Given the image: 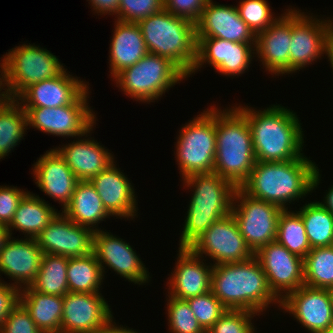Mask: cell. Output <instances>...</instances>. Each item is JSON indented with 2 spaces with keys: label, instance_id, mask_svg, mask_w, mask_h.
Wrapping results in <instances>:
<instances>
[{
  "label": "cell",
  "instance_id": "obj_14",
  "mask_svg": "<svg viewBox=\"0 0 333 333\" xmlns=\"http://www.w3.org/2000/svg\"><path fill=\"white\" fill-rule=\"evenodd\" d=\"M254 256L265 272L270 290L280 301L304 285L303 258L292 254L276 240L262 247Z\"/></svg>",
  "mask_w": 333,
  "mask_h": 333
},
{
  "label": "cell",
  "instance_id": "obj_39",
  "mask_svg": "<svg viewBox=\"0 0 333 333\" xmlns=\"http://www.w3.org/2000/svg\"><path fill=\"white\" fill-rule=\"evenodd\" d=\"M269 5L266 0H241L236 6L240 18L256 36L278 19Z\"/></svg>",
  "mask_w": 333,
  "mask_h": 333
},
{
  "label": "cell",
  "instance_id": "obj_22",
  "mask_svg": "<svg viewBox=\"0 0 333 333\" xmlns=\"http://www.w3.org/2000/svg\"><path fill=\"white\" fill-rule=\"evenodd\" d=\"M177 256L174 271L168 277L167 295L187 300L211 291L213 264L204 263L203 257L190 248H179Z\"/></svg>",
  "mask_w": 333,
  "mask_h": 333
},
{
  "label": "cell",
  "instance_id": "obj_23",
  "mask_svg": "<svg viewBox=\"0 0 333 333\" xmlns=\"http://www.w3.org/2000/svg\"><path fill=\"white\" fill-rule=\"evenodd\" d=\"M196 38H220L239 43H256V35L240 18L236 6L208 1L198 22Z\"/></svg>",
  "mask_w": 333,
  "mask_h": 333
},
{
  "label": "cell",
  "instance_id": "obj_42",
  "mask_svg": "<svg viewBox=\"0 0 333 333\" xmlns=\"http://www.w3.org/2000/svg\"><path fill=\"white\" fill-rule=\"evenodd\" d=\"M163 8L162 0H119L117 20L138 23Z\"/></svg>",
  "mask_w": 333,
  "mask_h": 333
},
{
  "label": "cell",
  "instance_id": "obj_11",
  "mask_svg": "<svg viewBox=\"0 0 333 333\" xmlns=\"http://www.w3.org/2000/svg\"><path fill=\"white\" fill-rule=\"evenodd\" d=\"M282 210L275 204L249 196L240 187L236 189L231 214L254 254L276 240L278 219Z\"/></svg>",
  "mask_w": 333,
  "mask_h": 333
},
{
  "label": "cell",
  "instance_id": "obj_37",
  "mask_svg": "<svg viewBox=\"0 0 333 333\" xmlns=\"http://www.w3.org/2000/svg\"><path fill=\"white\" fill-rule=\"evenodd\" d=\"M303 265L304 285L333 290V246L312 248Z\"/></svg>",
  "mask_w": 333,
  "mask_h": 333
},
{
  "label": "cell",
  "instance_id": "obj_36",
  "mask_svg": "<svg viewBox=\"0 0 333 333\" xmlns=\"http://www.w3.org/2000/svg\"><path fill=\"white\" fill-rule=\"evenodd\" d=\"M276 241L303 259L311 250L304 222L297 211L282 210L278 219Z\"/></svg>",
  "mask_w": 333,
  "mask_h": 333
},
{
  "label": "cell",
  "instance_id": "obj_13",
  "mask_svg": "<svg viewBox=\"0 0 333 333\" xmlns=\"http://www.w3.org/2000/svg\"><path fill=\"white\" fill-rule=\"evenodd\" d=\"M189 248L199 257L208 256L214 265L242 262L254 256L232 214L215 221Z\"/></svg>",
  "mask_w": 333,
  "mask_h": 333
},
{
  "label": "cell",
  "instance_id": "obj_25",
  "mask_svg": "<svg viewBox=\"0 0 333 333\" xmlns=\"http://www.w3.org/2000/svg\"><path fill=\"white\" fill-rule=\"evenodd\" d=\"M110 164L105 170L93 177L90 182L95 187L106 211L114 217L133 219L137 216L135 190L127 175L115 165Z\"/></svg>",
  "mask_w": 333,
  "mask_h": 333
},
{
  "label": "cell",
  "instance_id": "obj_44",
  "mask_svg": "<svg viewBox=\"0 0 333 333\" xmlns=\"http://www.w3.org/2000/svg\"><path fill=\"white\" fill-rule=\"evenodd\" d=\"M28 191L18 187L0 186V225L8 226L16 209Z\"/></svg>",
  "mask_w": 333,
  "mask_h": 333
},
{
  "label": "cell",
  "instance_id": "obj_9",
  "mask_svg": "<svg viewBox=\"0 0 333 333\" xmlns=\"http://www.w3.org/2000/svg\"><path fill=\"white\" fill-rule=\"evenodd\" d=\"M3 61L5 91L10 99L29 85L55 78L65 70L53 53L30 43L10 49L3 55Z\"/></svg>",
  "mask_w": 333,
  "mask_h": 333
},
{
  "label": "cell",
  "instance_id": "obj_27",
  "mask_svg": "<svg viewBox=\"0 0 333 333\" xmlns=\"http://www.w3.org/2000/svg\"><path fill=\"white\" fill-rule=\"evenodd\" d=\"M91 131L93 127L83 139L78 137V140L62 145L61 148L54 147L79 181H90L115 161L114 155L108 152V149L88 137Z\"/></svg>",
  "mask_w": 333,
  "mask_h": 333
},
{
  "label": "cell",
  "instance_id": "obj_46",
  "mask_svg": "<svg viewBox=\"0 0 333 333\" xmlns=\"http://www.w3.org/2000/svg\"><path fill=\"white\" fill-rule=\"evenodd\" d=\"M20 302V289L0 280V328L11 310Z\"/></svg>",
  "mask_w": 333,
  "mask_h": 333
},
{
  "label": "cell",
  "instance_id": "obj_43",
  "mask_svg": "<svg viewBox=\"0 0 333 333\" xmlns=\"http://www.w3.org/2000/svg\"><path fill=\"white\" fill-rule=\"evenodd\" d=\"M0 333H42L34 323L29 312L19 302L5 319Z\"/></svg>",
  "mask_w": 333,
  "mask_h": 333
},
{
  "label": "cell",
  "instance_id": "obj_1",
  "mask_svg": "<svg viewBox=\"0 0 333 333\" xmlns=\"http://www.w3.org/2000/svg\"><path fill=\"white\" fill-rule=\"evenodd\" d=\"M320 177L315 162L305 155L290 161H256L240 188L255 199L285 210L292 201L312 193L318 187Z\"/></svg>",
  "mask_w": 333,
  "mask_h": 333
},
{
  "label": "cell",
  "instance_id": "obj_6",
  "mask_svg": "<svg viewBox=\"0 0 333 333\" xmlns=\"http://www.w3.org/2000/svg\"><path fill=\"white\" fill-rule=\"evenodd\" d=\"M149 53L173 62L187 77L196 62V24L165 8L138 22Z\"/></svg>",
  "mask_w": 333,
  "mask_h": 333
},
{
  "label": "cell",
  "instance_id": "obj_15",
  "mask_svg": "<svg viewBox=\"0 0 333 333\" xmlns=\"http://www.w3.org/2000/svg\"><path fill=\"white\" fill-rule=\"evenodd\" d=\"M123 240L103 229L94 233L93 253L101 266L102 273L105 276L108 266V269H112L129 282L145 285L150 280L148 268H145L132 246Z\"/></svg>",
  "mask_w": 333,
  "mask_h": 333
},
{
  "label": "cell",
  "instance_id": "obj_32",
  "mask_svg": "<svg viewBox=\"0 0 333 333\" xmlns=\"http://www.w3.org/2000/svg\"><path fill=\"white\" fill-rule=\"evenodd\" d=\"M27 112L15 100L0 102V159L8 156L28 128Z\"/></svg>",
  "mask_w": 333,
  "mask_h": 333
},
{
  "label": "cell",
  "instance_id": "obj_10",
  "mask_svg": "<svg viewBox=\"0 0 333 333\" xmlns=\"http://www.w3.org/2000/svg\"><path fill=\"white\" fill-rule=\"evenodd\" d=\"M325 19L292 8L291 74L306 68L323 54L328 56L333 52V20Z\"/></svg>",
  "mask_w": 333,
  "mask_h": 333
},
{
  "label": "cell",
  "instance_id": "obj_28",
  "mask_svg": "<svg viewBox=\"0 0 333 333\" xmlns=\"http://www.w3.org/2000/svg\"><path fill=\"white\" fill-rule=\"evenodd\" d=\"M114 27L108 62L113 78L149 53L138 23L116 20Z\"/></svg>",
  "mask_w": 333,
  "mask_h": 333
},
{
  "label": "cell",
  "instance_id": "obj_49",
  "mask_svg": "<svg viewBox=\"0 0 333 333\" xmlns=\"http://www.w3.org/2000/svg\"><path fill=\"white\" fill-rule=\"evenodd\" d=\"M2 61V62H1ZM0 102L6 101L8 99L7 93H6V89H5V85H4V61H3V57L2 60H0ZM4 88V89H3ZM4 90V91H2Z\"/></svg>",
  "mask_w": 333,
  "mask_h": 333
},
{
  "label": "cell",
  "instance_id": "obj_48",
  "mask_svg": "<svg viewBox=\"0 0 333 333\" xmlns=\"http://www.w3.org/2000/svg\"><path fill=\"white\" fill-rule=\"evenodd\" d=\"M114 318H112L107 324H105L104 326L95 329L93 332L91 333H138L137 331L132 330L133 328H127V327H123V325L121 326H117L115 321H113Z\"/></svg>",
  "mask_w": 333,
  "mask_h": 333
},
{
  "label": "cell",
  "instance_id": "obj_26",
  "mask_svg": "<svg viewBox=\"0 0 333 333\" xmlns=\"http://www.w3.org/2000/svg\"><path fill=\"white\" fill-rule=\"evenodd\" d=\"M33 166L35 184L54 201H59L63 211L70 203L79 179L55 148L47 150Z\"/></svg>",
  "mask_w": 333,
  "mask_h": 333
},
{
  "label": "cell",
  "instance_id": "obj_16",
  "mask_svg": "<svg viewBox=\"0 0 333 333\" xmlns=\"http://www.w3.org/2000/svg\"><path fill=\"white\" fill-rule=\"evenodd\" d=\"M196 39V62L190 75L201 69L204 63H208L221 75L238 77L244 74L246 69L248 71L252 58L256 57V43H239L220 38Z\"/></svg>",
  "mask_w": 333,
  "mask_h": 333
},
{
  "label": "cell",
  "instance_id": "obj_40",
  "mask_svg": "<svg viewBox=\"0 0 333 333\" xmlns=\"http://www.w3.org/2000/svg\"><path fill=\"white\" fill-rule=\"evenodd\" d=\"M198 323L207 331L228 309L216 298L212 291L187 299Z\"/></svg>",
  "mask_w": 333,
  "mask_h": 333
},
{
  "label": "cell",
  "instance_id": "obj_47",
  "mask_svg": "<svg viewBox=\"0 0 333 333\" xmlns=\"http://www.w3.org/2000/svg\"><path fill=\"white\" fill-rule=\"evenodd\" d=\"M93 8L92 11L98 15H116L118 13L119 0H88Z\"/></svg>",
  "mask_w": 333,
  "mask_h": 333
},
{
  "label": "cell",
  "instance_id": "obj_17",
  "mask_svg": "<svg viewBox=\"0 0 333 333\" xmlns=\"http://www.w3.org/2000/svg\"><path fill=\"white\" fill-rule=\"evenodd\" d=\"M293 317L309 332L319 333L333 325L332 290L302 285L288 293L280 308Z\"/></svg>",
  "mask_w": 333,
  "mask_h": 333
},
{
  "label": "cell",
  "instance_id": "obj_35",
  "mask_svg": "<svg viewBox=\"0 0 333 333\" xmlns=\"http://www.w3.org/2000/svg\"><path fill=\"white\" fill-rule=\"evenodd\" d=\"M299 210L311 249L333 246V214L319 201L308 202Z\"/></svg>",
  "mask_w": 333,
  "mask_h": 333
},
{
  "label": "cell",
  "instance_id": "obj_29",
  "mask_svg": "<svg viewBox=\"0 0 333 333\" xmlns=\"http://www.w3.org/2000/svg\"><path fill=\"white\" fill-rule=\"evenodd\" d=\"M62 212L74 223L95 232L101 230L98 224L111 216L90 181L77 183L70 203Z\"/></svg>",
  "mask_w": 333,
  "mask_h": 333
},
{
  "label": "cell",
  "instance_id": "obj_30",
  "mask_svg": "<svg viewBox=\"0 0 333 333\" xmlns=\"http://www.w3.org/2000/svg\"><path fill=\"white\" fill-rule=\"evenodd\" d=\"M20 303L42 333H60L63 296L44 294L28 286L20 290Z\"/></svg>",
  "mask_w": 333,
  "mask_h": 333
},
{
  "label": "cell",
  "instance_id": "obj_31",
  "mask_svg": "<svg viewBox=\"0 0 333 333\" xmlns=\"http://www.w3.org/2000/svg\"><path fill=\"white\" fill-rule=\"evenodd\" d=\"M57 214V209L29 191L20 201L7 228L11 236L15 229L25 233L26 238H36Z\"/></svg>",
  "mask_w": 333,
  "mask_h": 333
},
{
  "label": "cell",
  "instance_id": "obj_18",
  "mask_svg": "<svg viewBox=\"0 0 333 333\" xmlns=\"http://www.w3.org/2000/svg\"><path fill=\"white\" fill-rule=\"evenodd\" d=\"M94 233L95 231L74 223L63 212L58 211L35 239L44 254L72 258L93 252Z\"/></svg>",
  "mask_w": 333,
  "mask_h": 333
},
{
  "label": "cell",
  "instance_id": "obj_45",
  "mask_svg": "<svg viewBox=\"0 0 333 333\" xmlns=\"http://www.w3.org/2000/svg\"><path fill=\"white\" fill-rule=\"evenodd\" d=\"M207 2L208 0H168L164 8L176 17L185 18L196 24Z\"/></svg>",
  "mask_w": 333,
  "mask_h": 333
},
{
  "label": "cell",
  "instance_id": "obj_21",
  "mask_svg": "<svg viewBox=\"0 0 333 333\" xmlns=\"http://www.w3.org/2000/svg\"><path fill=\"white\" fill-rule=\"evenodd\" d=\"M256 36L255 51L266 72L277 76L290 74L292 8Z\"/></svg>",
  "mask_w": 333,
  "mask_h": 333
},
{
  "label": "cell",
  "instance_id": "obj_8",
  "mask_svg": "<svg viewBox=\"0 0 333 333\" xmlns=\"http://www.w3.org/2000/svg\"><path fill=\"white\" fill-rule=\"evenodd\" d=\"M177 139L174 154L182 180L193 174L213 172L216 154L214 104L182 126Z\"/></svg>",
  "mask_w": 333,
  "mask_h": 333
},
{
  "label": "cell",
  "instance_id": "obj_19",
  "mask_svg": "<svg viewBox=\"0 0 333 333\" xmlns=\"http://www.w3.org/2000/svg\"><path fill=\"white\" fill-rule=\"evenodd\" d=\"M114 316L100 292H68L63 296L60 333H91Z\"/></svg>",
  "mask_w": 333,
  "mask_h": 333
},
{
  "label": "cell",
  "instance_id": "obj_20",
  "mask_svg": "<svg viewBox=\"0 0 333 333\" xmlns=\"http://www.w3.org/2000/svg\"><path fill=\"white\" fill-rule=\"evenodd\" d=\"M66 71L67 69L55 78L29 85L15 100L22 108H54L73 104L87 89H90L89 82L86 83L80 77L76 78Z\"/></svg>",
  "mask_w": 333,
  "mask_h": 333
},
{
  "label": "cell",
  "instance_id": "obj_33",
  "mask_svg": "<svg viewBox=\"0 0 333 333\" xmlns=\"http://www.w3.org/2000/svg\"><path fill=\"white\" fill-rule=\"evenodd\" d=\"M68 262L69 258L65 256L43 254L38 274L30 287L44 294L65 296L69 292Z\"/></svg>",
  "mask_w": 333,
  "mask_h": 333
},
{
  "label": "cell",
  "instance_id": "obj_3",
  "mask_svg": "<svg viewBox=\"0 0 333 333\" xmlns=\"http://www.w3.org/2000/svg\"><path fill=\"white\" fill-rule=\"evenodd\" d=\"M211 291L228 310L262 315L270 304L280 307L255 256L242 262L213 265Z\"/></svg>",
  "mask_w": 333,
  "mask_h": 333
},
{
  "label": "cell",
  "instance_id": "obj_2",
  "mask_svg": "<svg viewBox=\"0 0 333 333\" xmlns=\"http://www.w3.org/2000/svg\"><path fill=\"white\" fill-rule=\"evenodd\" d=\"M236 108L247 118L256 161H290L304 156V133L292 109L279 104L263 111L241 104Z\"/></svg>",
  "mask_w": 333,
  "mask_h": 333
},
{
  "label": "cell",
  "instance_id": "obj_4",
  "mask_svg": "<svg viewBox=\"0 0 333 333\" xmlns=\"http://www.w3.org/2000/svg\"><path fill=\"white\" fill-rule=\"evenodd\" d=\"M183 181L192 189L179 248H189L217 220L231 214L235 191L234 183L215 172L193 174Z\"/></svg>",
  "mask_w": 333,
  "mask_h": 333
},
{
  "label": "cell",
  "instance_id": "obj_24",
  "mask_svg": "<svg viewBox=\"0 0 333 333\" xmlns=\"http://www.w3.org/2000/svg\"><path fill=\"white\" fill-rule=\"evenodd\" d=\"M43 254L35 238L19 240L11 236L0 250V274L11 277V284L20 290L28 287L38 274Z\"/></svg>",
  "mask_w": 333,
  "mask_h": 333
},
{
  "label": "cell",
  "instance_id": "obj_52",
  "mask_svg": "<svg viewBox=\"0 0 333 333\" xmlns=\"http://www.w3.org/2000/svg\"><path fill=\"white\" fill-rule=\"evenodd\" d=\"M319 333H333V325Z\"/></svg>",
  "mask_w": 333,
  "mask_h": 333
},
{
  "label": "cell",
  "instance_id": "obj_7",
  "mask_svg": "<svg viewBox=\"0 0 333 333\" xmlns=\"http://www.w3.org/2000/svg\"><path fill=\"white\" fill-rule=\"evenodd\" d=\"M186 78L169 59L148 53L136 64L119 72L113 81L124 95L149 104Z\"/></svg>",
  "mask_w": 333,
  "mask_h": 333
},
{
  "label": "cell",
  "instance_id": "obj_53",
  "mask_svg": "<svg viewBox=\"0 0 333 333\" xmlns=\"http://www.w3.org/2000/svg\"><path fill=\"white\" fill-rule=\"evenodd\" d=\"M328 57V60L330 61V67H332V70H333V52L327 56Z\"/></svg>",
  "mask_w": 333,
  "mask_h": 333
},
{
  "label": "cell",
  "instance_id": "obj_51",
  "mask_svg": "<svg viewBox=\"0 0 333 333\" xmlns=\"http://www.w3.org/2000/svg\"><path fill=\"white\" fill-rule=\"evenodd\" d=\"M10 237L11 235L7 226L0 225V250L5 246Z\"/></svg>",
  "mask_w": 333,
  "mask_h": 333
},
{
  "label": "cell",
  "instance_id": "obj_50",
  "mask_svg": "<svg viewBox=\"0 0 333 333\" xmlns=\"http://www.w3.org/2000/svg\"><path fill=\"white\" fill-rule=\"evenodd\" d=\"M326 209H328L333 214V185L326 192L323 202H320Z\"/></svg>",
  "mask_w": 333,
  "mask_h": 333
},
{
  "label": "cell",
  "instance_id": "obj_5",
  "mask_svg": "<svg viewBox=\"0 0 333 333\" xmlns=\"http://www.w3.org/2000/svg\"><path fill=\"white\" fill-rule=\"evenodd\" d=\"M216 154L213 172L240 187L256 163L247 118L236 108H216Z\"/></svg>",
  "mask_w": 333,
  "mask_h": 333
},
{
  "label": "cell",
  "instance_id": "obj_34",
  "mask_svg": "<svg viewBox=\"0 0 333 333\" xmlns=\"http://www.w3.org/2000/svg\"><path fill=\"white\" fill-rule=\"evenodd\" d=\"M104 275L94 253L86 256L69 258L67 281L69 292H101Z\"/></svg>",
  "mask_w": 333,
  "mask_h": 333
},
{
  "label": "cell",
  "instance_id": "obj_38",
  "mask_svg": "<svg viewBox=\"0 0 333 333\" xmlns=\"http://www.w3.org/2000/svg\"><path fill=\"white\" fill-rule=\"evenodd\" d=\"M167 296L166 313L171 333H206L198 323L187 300Z\"/></svg>",
  "mask_w": 333,
  "mask_h": 333
},
{
  "label": "cell",
  "instance_id": "obj_12",
  "mask_svg": "<svg viewBox=\"0 0 333 333\" xmlns=\"http://www.w3.org/2000/svg\"><path fill=\"white\" fill-rule=\"evenodd\" d=\"M87 89L73 104L54 108H23L28 125L48 135L80 138L96 124V116L88 105ZM89 106V107H88ZM70 136V137H69Z\"/></svg>",
  "mask_w": 333,
  "mask_h": 333
},
{
  "label": "cell",
  "instance_id": "obj_41",
  "mask_svg": "<svg viewBox=\"0 0 333 333\" xmlns=\"http://www.w3.org/2000/svg\"><path fill=\"white\" fill-rule=\"evenodd\" d=\"M248 310H227L206 333H255L253 317Z\"/></svg>",
  "mask_w": 333,
  "mask_h": 333
}]
</instances>
